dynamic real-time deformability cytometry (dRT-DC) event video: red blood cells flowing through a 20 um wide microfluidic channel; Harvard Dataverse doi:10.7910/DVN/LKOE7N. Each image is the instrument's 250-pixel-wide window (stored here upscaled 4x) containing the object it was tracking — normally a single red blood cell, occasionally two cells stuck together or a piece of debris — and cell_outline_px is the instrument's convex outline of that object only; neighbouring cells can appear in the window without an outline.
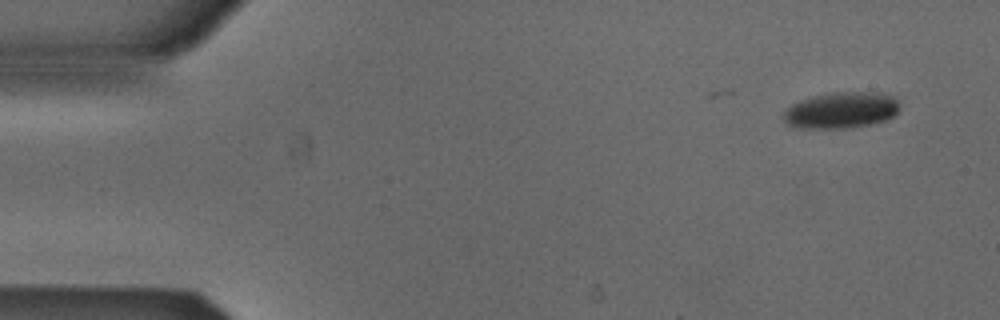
{"species": "Egyptian fruit bat (a non-hibernating species)", "species_latin": "Rousettus aegyptiacus", "temperature_condition": "cold", "stored_images_in_passage": 4, "camera_frame_rate_fps": 3000, "um_per_image_px": 0.085, "animal": {"sex": "male"}, "frame": {"image": 1, "passage_image": 1, "time_ms": 0.0, "image_size_px": [1000, 320], "cell_outline_px": [[900, 108], [892, 116], [884, 120], [868, 124], [844, 128], [800, 128], [788, 124], [784, 120], [784, 112], [792, 104], [800, 100], [812, 96], [828, 92], [876, 92], [892, 96], [900, 104]], "centroid_in_image_um": [71.49, 9.35], "position_along_channel_um": 13.5, "area_um2": 24.33}}
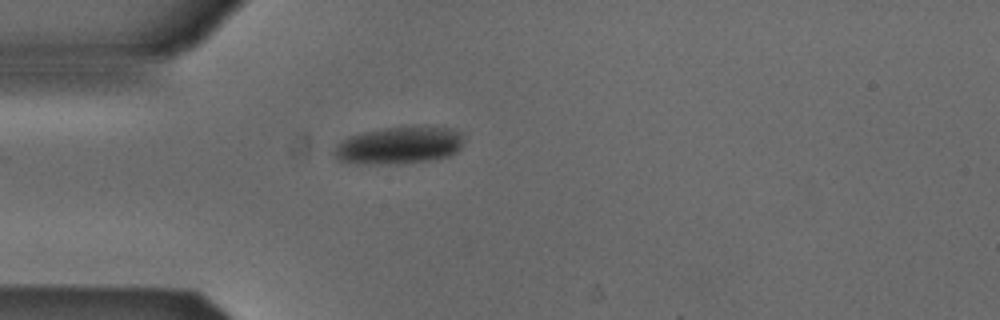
{"frame": {"image": 2, "passage_image": 4, "time_ms": 1.0, "image_size_px": [1000, 320], "cell_outline_px": [[464, 140], [460, 148], [456, 152], [448, 156], [432, 160], [396, 164], [356, 164], [336, 160], [332, 152], [336, 144], [348, 136], [364, 132], [384, 128], [424, 124], [452, 128], [460, 132]], "centroid_in_image_um": [33.92, 12.34], "position_along_channel_um": 51.1, "area_um2": 29.07}}